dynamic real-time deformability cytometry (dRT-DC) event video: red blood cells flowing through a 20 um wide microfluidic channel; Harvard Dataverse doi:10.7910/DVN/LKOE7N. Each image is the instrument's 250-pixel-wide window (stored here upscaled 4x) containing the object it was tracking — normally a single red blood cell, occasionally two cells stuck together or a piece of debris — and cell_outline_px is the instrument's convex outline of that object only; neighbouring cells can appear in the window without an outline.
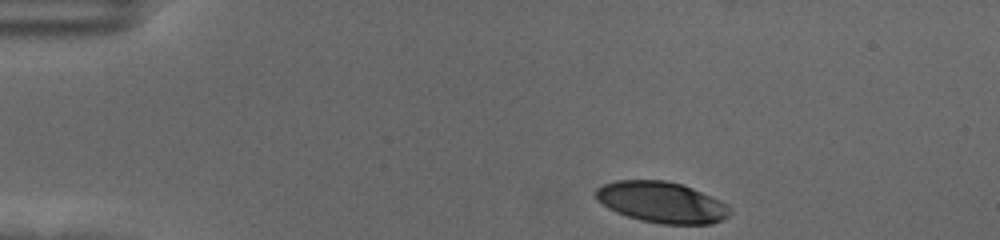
{"species": "human", "species_latin": "Homo sapiens", "temperature_condition": "cold", "stored_images_in_passage": 39, "camera_frame_rate_fps": 3000, "um_per_image_px": 0.085, "donor": {"sex": "female"}, "frame": {"image": 1, "passage_image": 1, "time_ms": 0.0, "image_size_px": [1000, 240], "cell_outline_px": [[732, 212], [728, 216], [712, 224], [660, 224], [640, 220], [616, 212], [608, 208], [596, 200], [596, 188], [604, 184], [616, 180], [664, 180], [680, 184], [692, 188], [720, 200], [728, 204]], "centroid_in_image_um": [56.24, 17.19], "position_along_channel_um": 28.8, "area_um2": 32.08}}
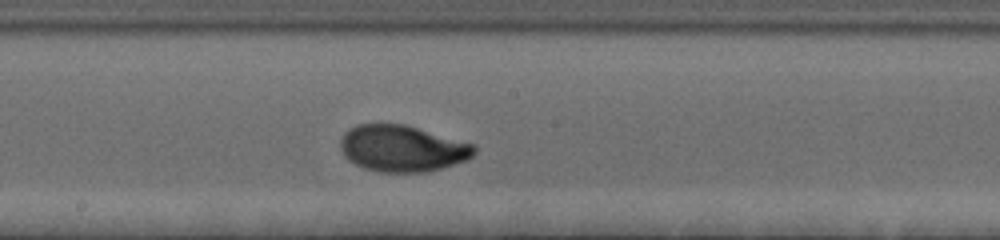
{"frame": {"image": 2, "passage_image": 23, "time_ms": 7.333, "image_size_px": [1000, 240], "cell_outline_px": [[476, 152], [468, 160], [428, 172], [376, 172], [364, 168], [348, 160], [344, 156], [340, 148], [340, 140], [344, 132], [348, 128], [356, 124], [404, 124], [472, 144], [476, 148]], "centroid_in_image_um": [34.15, 12.63], "position_along_channel_um": 214.0, "area_um2": 36.24}}
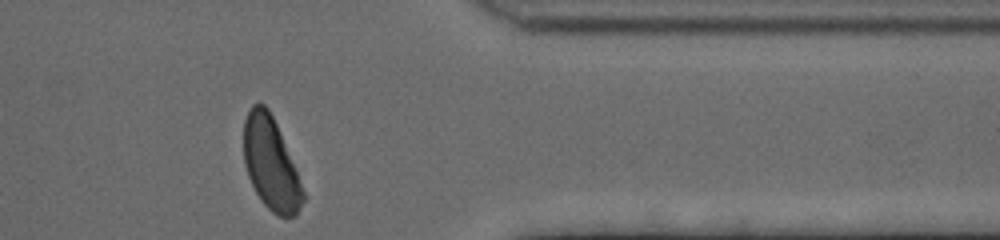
{"frame": {"image": 3, "passage_image": 39, "time_ms": 12.667, "image_size_px": [1000, 240], "cell_outline_px": [[304, 200], [296, 216], [276, 216], [260, 200], [248, 176], [244, 164], [244, 120], [252, 104], [264, 104], [268, 108], [276, 124], [296, 172], [304, 192]], "centroid_in_image_um": [23.0, 13.94], "position_along_channel_um": 388.4, "area_um2": 31.33}, "authors_computed_cell_mechanics": {"area_um2": 35.2002, "velocity_mm_per_s": 3.5011, "shape_relaxation_time_tau1_ms": 3.2898, "shape_relaxation_time_tau2_ms": null, "deformation_change_tau1": 0.1691, "deformation_change_tau2": null}}